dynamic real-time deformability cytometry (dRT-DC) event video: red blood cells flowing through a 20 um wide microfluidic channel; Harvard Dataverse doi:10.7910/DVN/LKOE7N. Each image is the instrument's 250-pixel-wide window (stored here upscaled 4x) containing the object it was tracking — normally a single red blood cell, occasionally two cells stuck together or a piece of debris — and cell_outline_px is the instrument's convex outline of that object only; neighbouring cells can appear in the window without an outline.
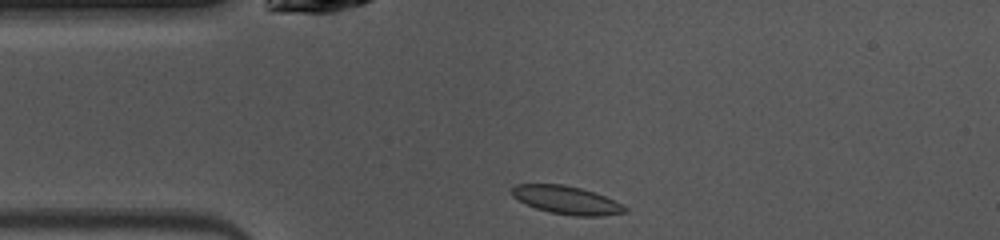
{"species": "common noctule bat (a hibernating species)", "species_latin": "Nyctalus noctula", "temperature_condition": "warm", "stored_images_in_passage": 40, "camera_frame_rate_fps": 3000, "um_per_image_px": 0.085, "animal": {"sex": "female", "body_mass_g": 10.0, "forearm_length_mm": 53.1}, "frame": {"image": 1, "passage_image": 1, "time_ms": 0.0, "image_size_px": [1000, 240], "cell_outline_px": [[628, 212], [600, 216], [576, 216], [548, 212], [536, 208], [512, 196], [512, 188], [516, 184], [564, 184], [596, 192], [628, 208]], "centroid_in_image_um": [48.17, 17.0], "position_along_channel_um": 36.8, "area_um2": 18.38}}
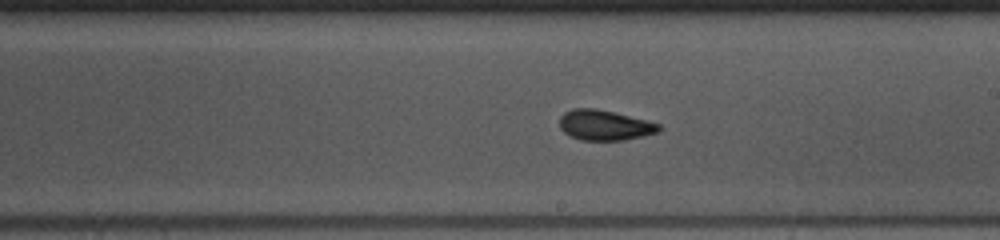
{"frame": {"image": 2, "passage_image": 17, "time_ms": 5.333, "image_size_px": [1000, 240], "cell_outline_px": [[660, 132], [644, 136], [624, 140], [580, 140], [568, 136], [560, 128], [560, 116], [564, 112], [572, 108], [596, 108], [648, 120], [660, 124]], "centroid_in_image_um": [51.39, 10.64], "position_along_channel_um": 237.6, "area_um2": 17.74}}
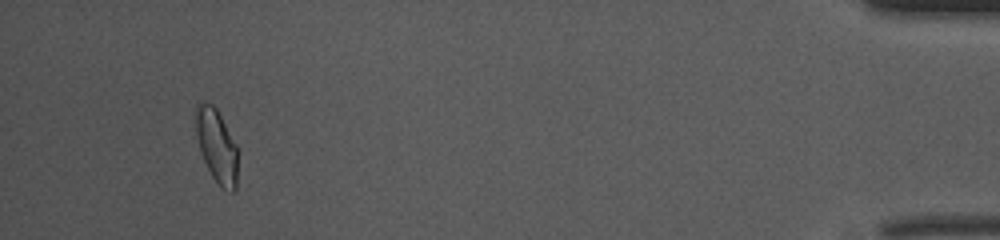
{"frame": {"image": 3, "passage_image": 36, "time_ms": 11.667, "image_size_px": [1000, 240], "cell_outline_px": [[240, 152], [236, 188], [232, 192], [224, 188], [212, 176], [204, 160], [196, 136], [196, 104], [204, 100], [212, 104], [216, 108], [236, 144]], "centroid_in_image_um": [18.46, 12.39], "position_along_channel_um": 416.7, "area_um2": 18.09}, "authors_computed_cell_mechanics": {"area_um2": 17.3689, "velocity_mm_per_s": 4.0829, "shape_relaxation_time_tau1_ms": 2.9839, "shape_relaxation_time_tau2_ms": 2.4753, "deformation_change_tau1": 0.1318, "deformation_change_tau2": 0.0424}}